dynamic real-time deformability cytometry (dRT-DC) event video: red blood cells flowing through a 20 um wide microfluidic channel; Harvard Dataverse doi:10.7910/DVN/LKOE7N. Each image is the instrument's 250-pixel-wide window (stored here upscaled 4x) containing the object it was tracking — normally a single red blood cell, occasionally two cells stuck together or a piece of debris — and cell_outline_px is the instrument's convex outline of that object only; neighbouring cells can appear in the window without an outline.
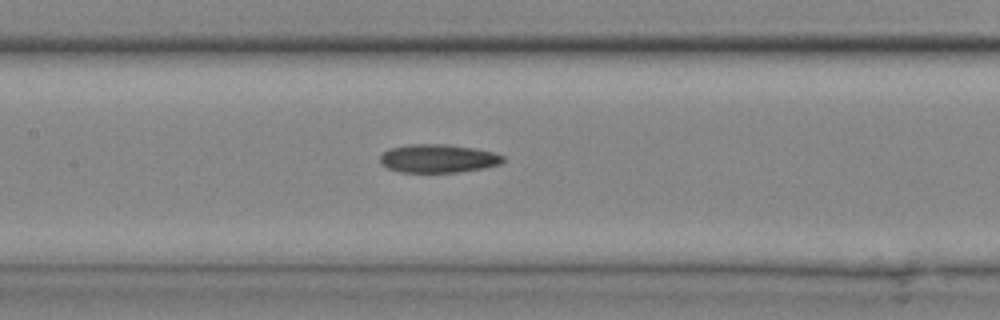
{"species": "common noctule bat (a hibernating species)", "species_latin": "Nyctalus noctula", "temperature_condition": "cold", "stored_images_in_passage": 19, "camera_frame_rate_fps": 3000, "um_per_image_px": 0.085, "animal": {"sex": "male", "body_mass_g": 20.4}, "frame": {"image": 1, "passage_image": 14, "time_ms": 4.333, "image_size_px": [1000, 320], "cell_outline_px": [[504, 160], [500, 164], [484, 168], [456, 172], [400, 172], [388, 168], [380, 164], [380, 156], [384, 152], [392, 148], [408, 144], [448, 144], [472, 148], [492, 152], [504, 156]], "centroid_in_image_um": [37.22, 13.47], "position_along_channel_um": 170.2, "area_um2": 20.23}}